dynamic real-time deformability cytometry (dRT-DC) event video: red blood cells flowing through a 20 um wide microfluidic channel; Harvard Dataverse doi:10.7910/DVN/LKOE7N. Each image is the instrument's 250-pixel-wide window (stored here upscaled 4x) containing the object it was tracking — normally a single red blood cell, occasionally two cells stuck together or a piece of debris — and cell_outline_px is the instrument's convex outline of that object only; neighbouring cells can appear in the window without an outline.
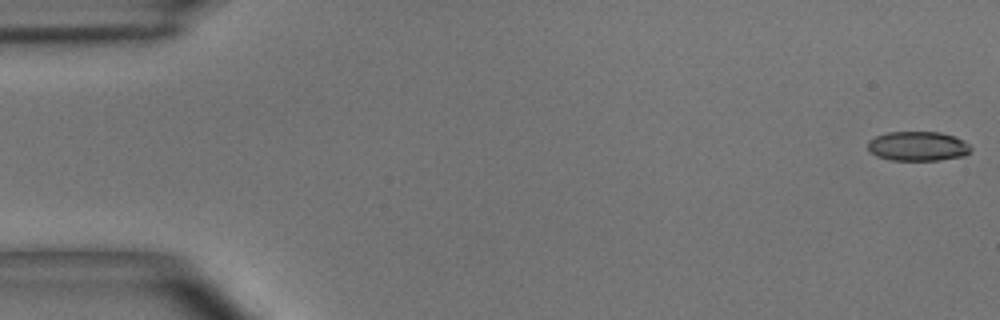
{"species": "common noctule bat (a hibernating species)", "species_latin": "Nyctalus noctula", "temperature_condition": "room temperature", "stored_images_in_passage": 55, "camera_frame_rate_fps": 3000, "um_per_image_px": 0.085, "animal": {"sex": "male", "body_mass_g": 15.6}, "frame": {"image": 1, "passage_image": 1, "time_ms": 0.0, "image_size_px": [1000, 320], "cell_outline_px": [[972, 148], [964, 156], [940, 160], [892, 160], [876, 156], [868, 148], [868, 140], [876, 136], [888, 132], [940, 132], [964, 140]], "centroid_in_image_um": [78.01, 12.42], "position_along_channel_um": 7.0, "area_um2": 17.63}}
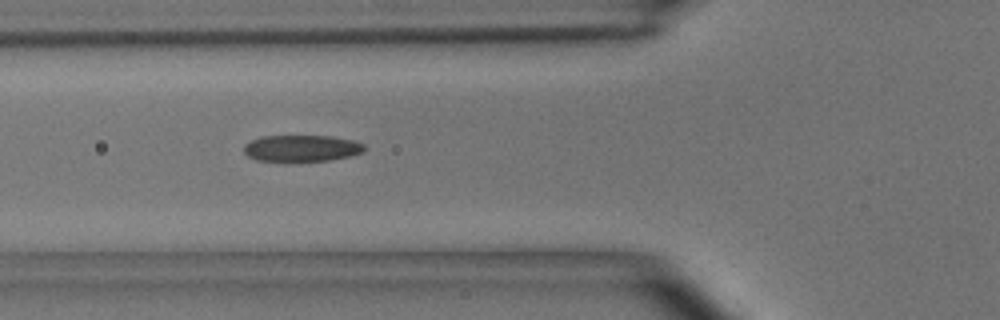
{"frame": {"image": 2, "passage_image": 20, "time_ms": 6.333, "image_size_px": [1000, 320], "cell_outline_px": [[364, 152], [352, 156], [328, 160], [288, 164], [256, 160], [248, 156], [244, 152], [244, 144], [260, 136], [332, 136], [356, 140], [364, 144]], "centroid_in_image_um": [25.62, 12.64], "position_along_channel_um": 100.2, "area_um2": 19.54}}
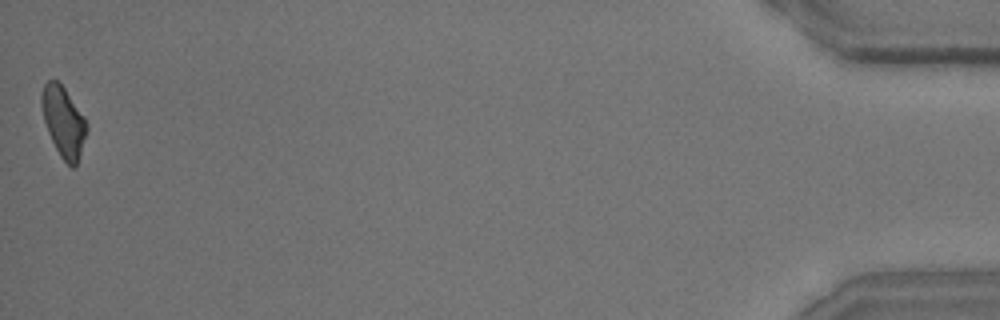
{"frame": {"image": 3, "passage_image": 55, "time_ms": 18.0, "image_size_px": [1000, 320], "cell_outline_px": [[88, 128], [76, 164], [72, 168], [60, 156], [48, 132], [44, 120], [40, 104], [40, 96], [44, 84], [48, 80], [56, 80], [64, 88], [84, 116]], "centroid_in_image_um": [5.37, 10.31], "position_along_channel_um": 429.8, "area_um2": 18.15}, "authors_computed_cell_mechanics": {"area_um2": 18.9584, "velocity_mm_per_s": 3.627, "shape_relaxation_time_tau1_ms": 10.3123, "shape_relaxation_time_tau2_ms": 2.3839, "deformation_change_tau1": 0.2078, "deformation_change_tau2": 0.1023}}